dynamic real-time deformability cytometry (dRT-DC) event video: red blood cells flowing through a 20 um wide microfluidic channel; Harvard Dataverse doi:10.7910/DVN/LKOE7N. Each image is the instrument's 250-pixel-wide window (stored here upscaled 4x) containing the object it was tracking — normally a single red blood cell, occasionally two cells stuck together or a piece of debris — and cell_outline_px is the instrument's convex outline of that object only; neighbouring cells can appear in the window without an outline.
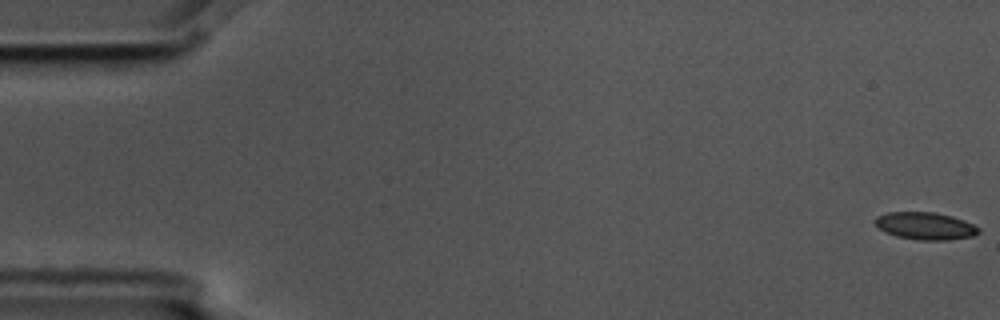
{"species": "common noctule bat (a hibernating species)", "species_latin": "Nyctalus noctula", "temperature_condition": "cold", "stored_images_in_passage": 8, "camera_frame_rate_fps": 3000, "um_per_image_px": 0.085, "animal": {"sex": "male", "body_mass_g": 17.5, "forearm_length_mm": 52.3}, "frame": {"image": 1, "passage_image": 1, "time_ms": 0.0, "image_size_px": [1000, 320], "cell_outline_px": [[980, 232], [972, 236], [948, 240], [920, 240], [896, 236], [880, 228], [876, 224], [876, 216], [888, 212], [936, 212], [952, 216], [964, 220], [980, 228]], "centroid_in_image_um": [78.69, 19.2], "position_along_channel_um": 6.3, "area_um2": 16.36}}
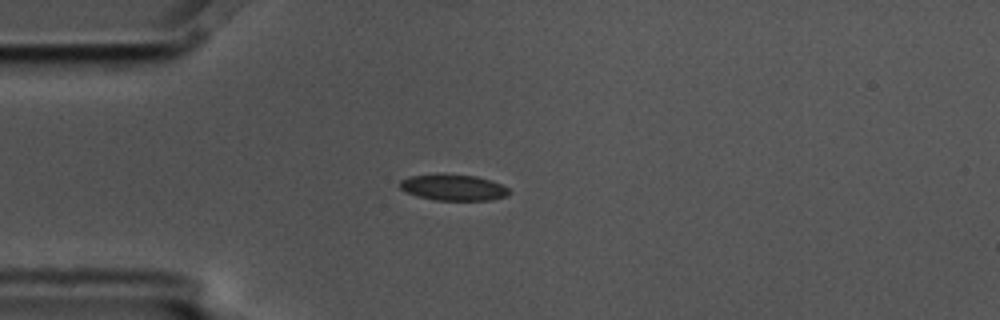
{"frame": {"image": 2, "passage_image": 5, "time_ms": 1.333, "image_size_px": [1000, 320], "cell_outline_px": [[512, 192], [508, 196], [488, 200], [436, 200], [416, 196], [404, 192], [400, 188], [400, 180], [408, 176], [476, 176], [500, 184], [508, 188]], "centroid_in_image_um": [38.54, 15.98], "position_along_channel_um": 46.5, "area_um2": 16.07}}